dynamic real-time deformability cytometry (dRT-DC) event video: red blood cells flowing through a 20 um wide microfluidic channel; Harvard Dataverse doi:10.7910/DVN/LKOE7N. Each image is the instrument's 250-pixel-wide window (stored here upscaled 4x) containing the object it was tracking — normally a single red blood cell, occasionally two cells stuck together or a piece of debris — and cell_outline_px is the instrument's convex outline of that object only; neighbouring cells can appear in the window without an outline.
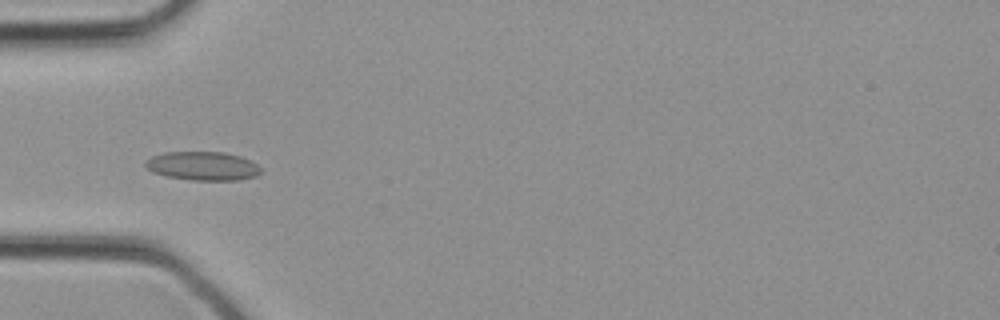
{"species": "common noctule bat (a hibernating species)", "species_latin": "Nyctalus noctula", "temperature_condition": "cold", "stored_images_in_passage": 32, "camera_frame_rate_fps": 3000, "um_per_image_px": 0.085, "animal": {"sex": "female", "body_mass_g": 21.9}, "frame": {"image": 1, "passage_image": 10, "time_ms": 3.0, "image_size_px": [1000, 320], "cell_outline_px": [[264, 172], [256, 176], [240, 180], [192, 180], [168, 176], [152, 172], [144, 164], [144, 160], [152, 156], [164, 152], [224, 152], [240, 156], [256, 164]], "centroid_in_image_um": [17.24, 14.11], "position_along_channel_um": 67.8, "area_um2": 19.36}}
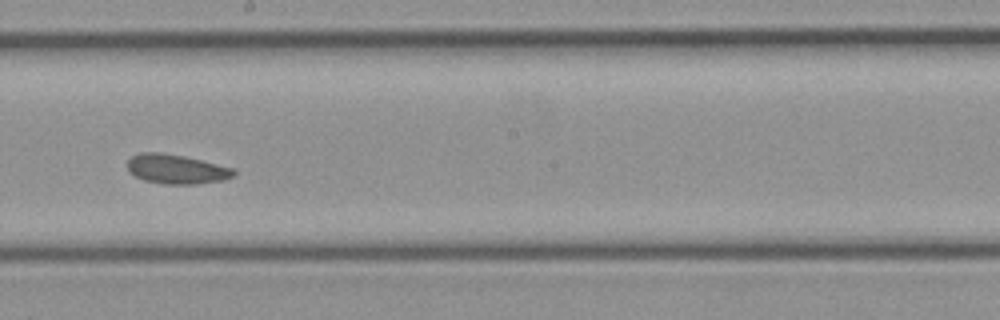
{"frame": {"image": 2, "passage_image": 18, "time_ms": 5.667, "image_size_px": [1000, 320], "cell_outline_px": [[236, 172], [232, 176], [224, 180], [196, 184], [164, 184], [144, 180], [136, 176], [128, 168], [128, 160], [132, 156], [140, 152], [160, 152], [184, 156], [236, 168]], "centroid_in_image_um": [15.03, 14.37], "position_along_channel_um": 233.2, "area_um2": 18.21}}
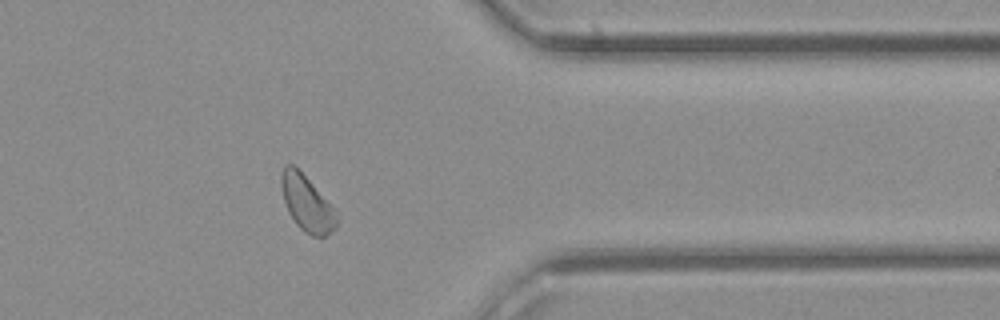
{"frame": {"image": 3, "passage_image": 26, "time_ms": 8.333, "image_size_px": [1000, 320], "cell_outline_px": [[336, 228], [320, 240], [304, 232], [296, 224], [288, 212], [284, 200], [280, 184], [280, 176], [284, 164], [292, 164], [308, 180], [332, 208], [336, 220]], "centroid_in_image_um": [26.02, 17.33], "position_along_channel_um": 385.4, "area_um2": 17.51}}